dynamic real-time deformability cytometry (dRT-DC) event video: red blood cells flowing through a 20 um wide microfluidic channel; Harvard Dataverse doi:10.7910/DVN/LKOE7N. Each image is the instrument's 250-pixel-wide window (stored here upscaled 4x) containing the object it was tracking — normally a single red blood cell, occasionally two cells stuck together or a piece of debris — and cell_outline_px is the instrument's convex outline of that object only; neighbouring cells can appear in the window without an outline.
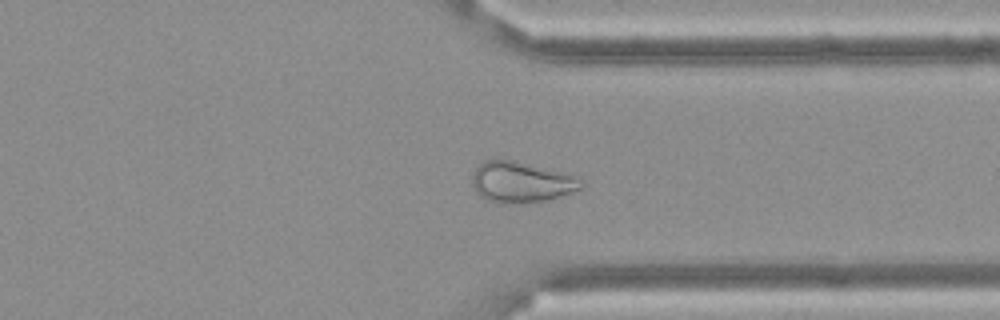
{"species": "Egyptian fruit bat (a non-hibernating species)", "species_latin": "Rousettus aegyptiacus", "temperature_condition": "cold", "stored_images_in_passage": 57, "camera_frame_rate_fps": 3000, "um_per_image_px": 0.085, "frame": {"image": 1, "passage_image": 44, "time_ms": 14.333, "image_size_px": [1000, 320], "cell_outline_px": [[584, 184], [580, 188], [572, 192], [548, 200], [520, 204], [500, 204], [488, 200], [480, 196], [476, 192], [472, 184], [472, 176], [476, 168], [484, 160], [512, 160], [564, 172], [580, 180]], "centroid_in_image_um": [44.27, 15.5], "position_along_channel_um": 367.1, "area_um2": 25.89}}
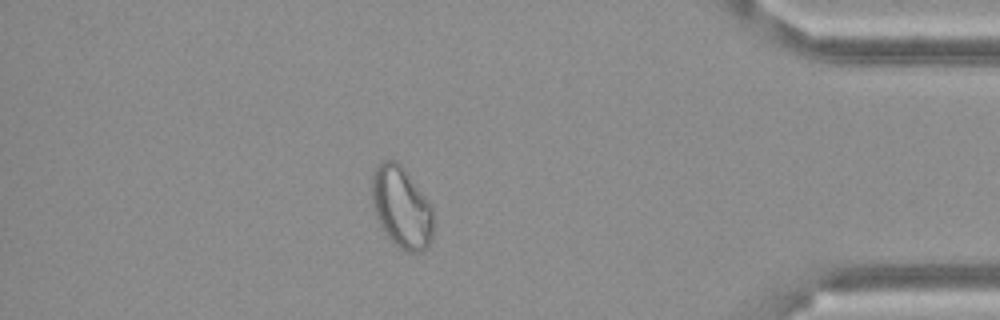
{"frame": {"image": 2, "passage_image": 50, "time_ms": 16.333, "image_size_px": [1000, 320], "cell_outline_px": [[432, 240], [420, 252], [404, 252], [384, 232], [380, 224], [372, 204], [372, 172], [376, 164], [384, 160], [396, 160], [404, 168], [428, 200], [432, 208]], "centroid_in_image_um": [34.11, 17.59], "position_along_channel_um": 401.1, "area_um2": 29.02}, "authors_computed_cell_mechanics": {"area_um2": 28.7266, "velocity_mm_per_s": 3.4906, "shape_relaxation_time_tau1_ms": null, "shape_relaxation_time_tau2_ms": 3.8407, "deformation_change_tau1": null, "deformation_change_tau2": 0.1007}}